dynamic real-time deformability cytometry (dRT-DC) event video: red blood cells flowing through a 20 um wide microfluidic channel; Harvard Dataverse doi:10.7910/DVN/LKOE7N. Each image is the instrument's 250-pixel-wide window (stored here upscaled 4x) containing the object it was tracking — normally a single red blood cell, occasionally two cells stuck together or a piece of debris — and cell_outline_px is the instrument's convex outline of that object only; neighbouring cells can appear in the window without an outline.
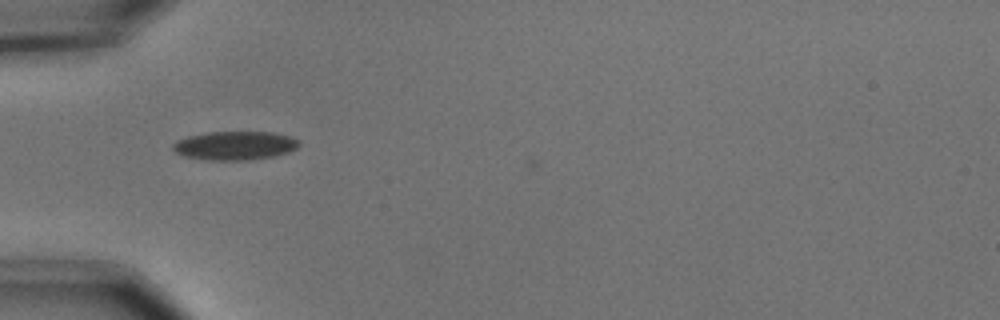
{"species": "common noctule bat (a hibernating species)", "species_latin": "Nyctalus noctula", "temperature_condition": "cold", "stored_images_in_passage": 4, "camera_frame_rate_fps": 3000, "um_per_image_px": 0.085, "animal": {"sex": "male", "body_mass_g": 15.6}, "frame": {"image": 1, "passage_image": 3, "time_ms": 0.667, "image_size_px": [1000, 320], "cell_outline_px": [[300, 144], [296, 148], [288, 152], [272, 156], [248, 160], [208, 160], [184, 156], [176, 152], [172, 148], [172, 144], [176, 140], [188, 136], [208, 132], [272, 132], [288, 136], [300, 140]], "centroid_in_image_um": [19.94, 12.37], "position_along_channel_um": 65.1, "area_um2": 21.04}}